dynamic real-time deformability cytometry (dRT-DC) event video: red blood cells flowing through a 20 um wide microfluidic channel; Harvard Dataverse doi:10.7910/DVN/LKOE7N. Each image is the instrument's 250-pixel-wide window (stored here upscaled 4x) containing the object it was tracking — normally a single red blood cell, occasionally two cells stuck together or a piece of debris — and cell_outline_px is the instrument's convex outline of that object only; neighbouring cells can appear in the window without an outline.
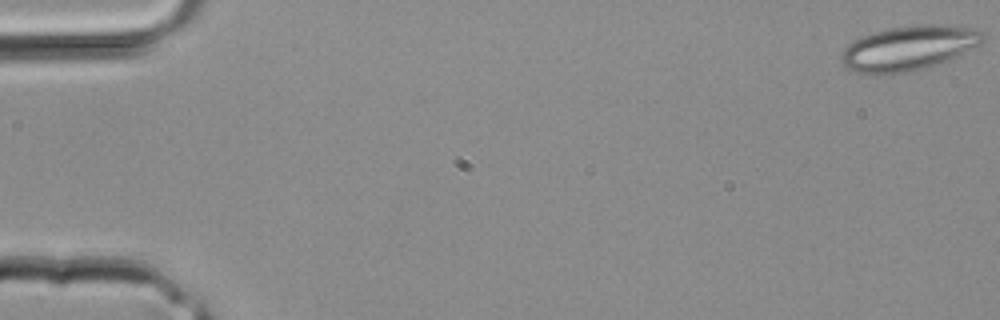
{"species": "common noctule bat (a hibernating species)", "species_latin": "Nyctalus noctula", "temperature_condition": "room temperature", "stored_images_in_passage": 3, "camera_frame_rate_fps": 3000, "um_per_image_px": 0.085, "animal": {"sex": "male", "body_mass_g": 20.4}, "frame": {"image": 1, "passage_image": 1, "time_ms": 0.0, "image_size_px": [1000, 320], "cell_outline_px": [[984, 36], [980, 44], [948, 60], [936, 64], [904, 72], [860, 72], [848, 68], [844, 64], [840, 56], [844, 48], [848, 44], [864, 36], [888, 28], [920, 24], [940, 24], [976, 28]], "centroid_in_image_um": [77.27, 4.04], "position_along_channel_um": 7.7, "area_um2": 35.78}}